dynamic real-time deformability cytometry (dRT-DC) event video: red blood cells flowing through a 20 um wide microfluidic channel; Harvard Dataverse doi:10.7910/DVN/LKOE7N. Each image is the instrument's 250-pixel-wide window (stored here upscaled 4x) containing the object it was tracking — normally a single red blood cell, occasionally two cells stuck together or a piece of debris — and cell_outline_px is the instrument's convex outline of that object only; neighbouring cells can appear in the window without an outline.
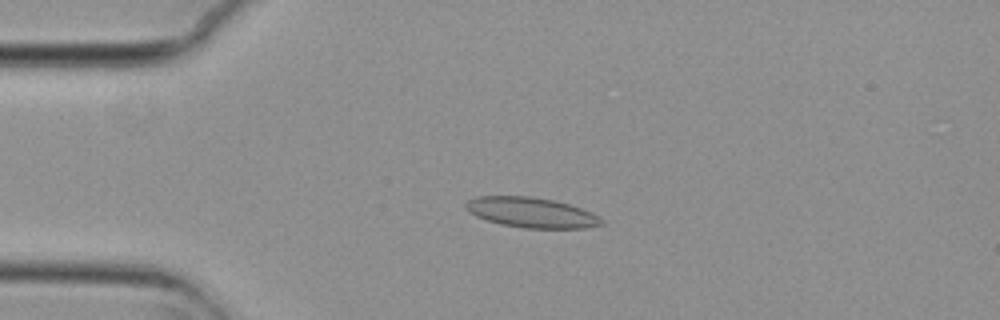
{"species": "common noctule bat (a hibernating species)", "species_latin": "Nyctalus noctula", "temperature_condition": "cold", "stored_images_in_passage": 44, "camera_frame_rate_fps": 3000, "um_per_image_px": 0.085, "animal": {"sex": "female", "body_mass_g": 29.2, "forearm_length_mm": 56.3}, "frame": {"image": 1, "passage_image": 2, "time_ms": 0.333, "image_size_px": [1000, 320], "cell_outline_px": [[604, 224], [584, 228], [524, 228], [500, 224], [476, 216], [468, 212], [464, 208], [464, 204], [468, 200], [476, 196], [532, 196], [552, 200], [568, 204], [592, 212], [604, 220]], "centroid_in_image_um": [45.14, 18.06], "position_along_channel_um": 39.9, "area_um2": 23.93}}
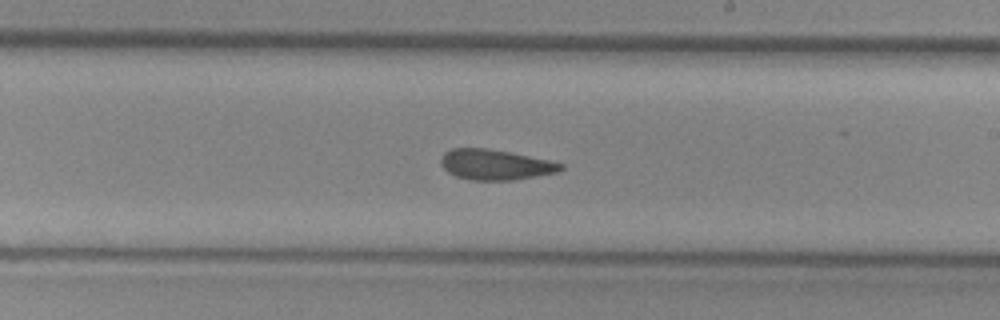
{"frame": {"image": 2, "passage_image": 21, "time_ms": 6.667, "image_size_px": [1000, 320], "cell_outline_px": [[564, 168], [560, 172], [512, 180], [472, 180], [456, 176], [448, 172], [440, 164], [440, 160], [444, 152], [452, 148], [484, 148], [508, 152], [548, 160], [564, 164]], "centroid_in_image_um": [42.09, 14.0], "position_along_channel_um": 246.9, "area_um2": 21.1}}
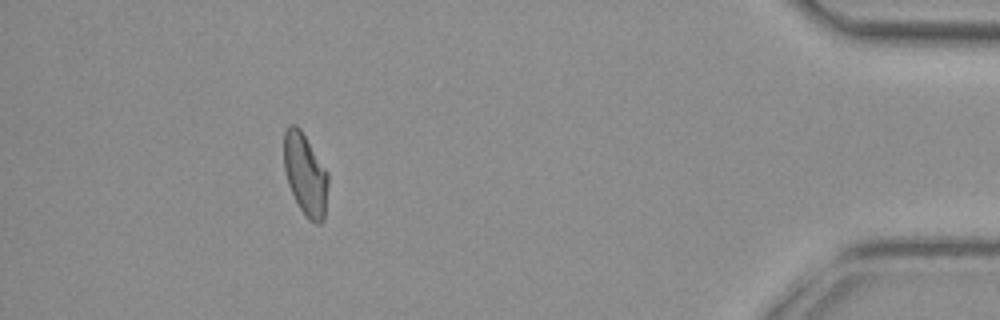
{"frame": {"image": 3, "passage_image": 39, "time_ms": 12.667, "image_size_px": [1000, 320], "cell_outline_px": [[328, 184], [324, 220], [320, 224], [316, 224], [300, 208], [288, 184], [284, 168], [284, 132], [288, 124], [296, 124], [300, 128], [328, 172]], "centroid_in_image_um": [25.95, 14.78], "position_along_channel_um": 409.2, "area_um2": 20.92}, "authors_computed_cell_mechanics": {"area_um2": 21.7328, "velocity_mm_per_s": 3.7094, "shape_relaxation_time_tau1_ms": null, "shape_relaxation_time_tau2_ms": 3.874, "deformation_change_tau1": null, "deformation_change_tau2": 0.0784}}